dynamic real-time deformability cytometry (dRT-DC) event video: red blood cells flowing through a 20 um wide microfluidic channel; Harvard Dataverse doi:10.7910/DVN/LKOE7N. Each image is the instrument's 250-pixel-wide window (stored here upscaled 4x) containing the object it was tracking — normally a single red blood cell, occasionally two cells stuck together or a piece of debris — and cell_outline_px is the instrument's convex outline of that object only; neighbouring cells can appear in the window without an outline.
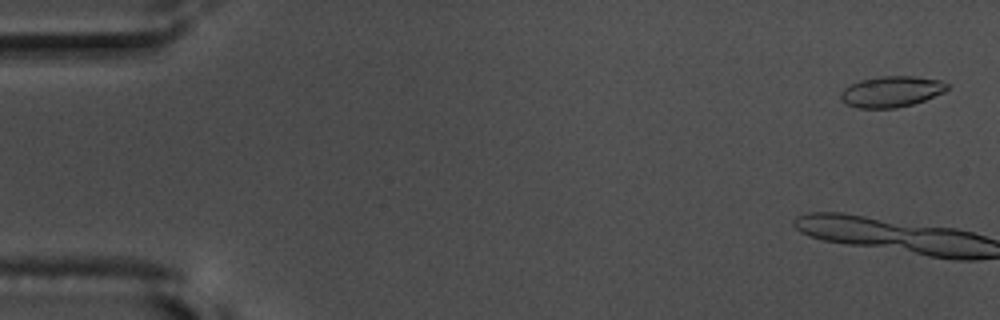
{"species": "common noctule bat (a hibernating species)", "species_latin": "Nyctalus noctula", "temperature_condition": "warm", "stored_images_in_passage": 9, "camera_frame_rate_fps": 3000, "um_per_image_px": 0.085, "animal": {"sex": "male", "body_mass_g": 17.5, "forearm_length_mm": 52.3}, "frame": {"image": 1, "passage_image": 2, "time_ms": 0.333, "image_size_px": [1000, 320], "cell_outline_px": [[948, 88], [944, 92], [924, 100], [912, 104], [896, 108], [856, 108], [840, 100], [840, 92], [844, 88], [860, 80], [876, 76], [912, 76], [940, 80], [948, 84]], "centroid_in_image_um": [75.74, 7.78], "position_along_channel_um": 9.3, "area_um2": 19.19}}